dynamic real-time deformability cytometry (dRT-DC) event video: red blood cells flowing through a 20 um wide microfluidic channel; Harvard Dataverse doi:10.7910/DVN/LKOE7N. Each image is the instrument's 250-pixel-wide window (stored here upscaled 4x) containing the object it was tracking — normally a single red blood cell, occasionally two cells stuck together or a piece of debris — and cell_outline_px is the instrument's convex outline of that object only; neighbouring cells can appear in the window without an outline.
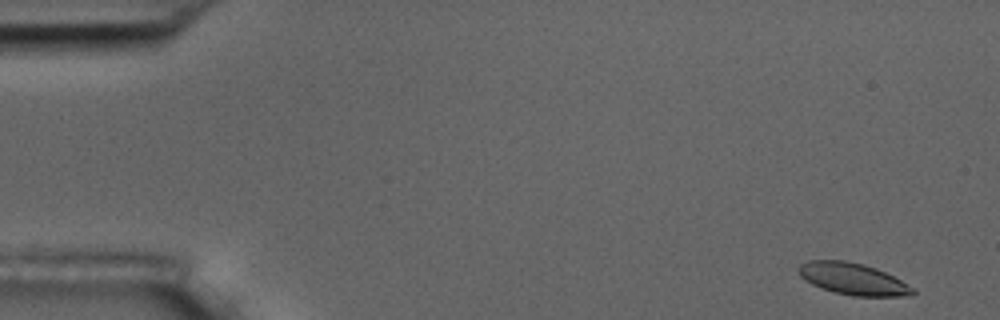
{"species": "common noctule bat (a hibernating species)", "species_latin": "Nyctalus noctula", "temperature_condition": "room temperature", "stored_images_in_passage": 4, "camera_frame_rate_fps": 3000, "um_per_image_px": 0.085, "animal": {"sex": "male", "body_mass_g": 17.5, "forearm_length_mm": 52.3}, "frame": {"image": 1, "passage_image": 1, "time_ms": 0.0, "image_size_px": [1000, 320], "cell_outline_px": [[916, 292], [912, 296], [852, 296], [832, 292], [820, 288], [804, 280], [800, 276], [796, 268], [800, 264], [808, 260], [844, 260], [864, 264], [876, 268], [916, 288]], "centroid_in_image_um": [72.48, 23.71], "position_along_channel_um": 12.5, "area_um2": 21.44}}
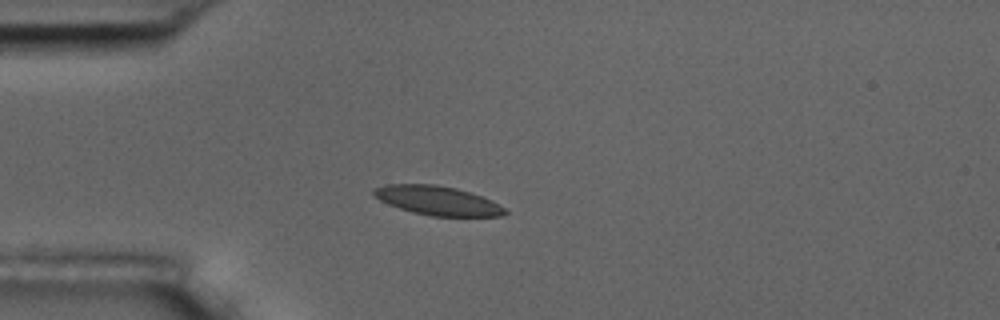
{"frame": {"image": 2, "passage_image": 4, "time_ms": 4.0, "image_size_px": [1000, 320], "cell_outline_px": [[508, 212], [500, 216], [432, 216], [412, 212], [388, 204], [372, 196], [372, 188], [384, 184], [436, 184], [456, 188], [480, 196], [504, 208]], "centroid_in_image_um": [37.09, 17.04], "position_along_channel_um": 47.9, "area_um2": 22.08}}